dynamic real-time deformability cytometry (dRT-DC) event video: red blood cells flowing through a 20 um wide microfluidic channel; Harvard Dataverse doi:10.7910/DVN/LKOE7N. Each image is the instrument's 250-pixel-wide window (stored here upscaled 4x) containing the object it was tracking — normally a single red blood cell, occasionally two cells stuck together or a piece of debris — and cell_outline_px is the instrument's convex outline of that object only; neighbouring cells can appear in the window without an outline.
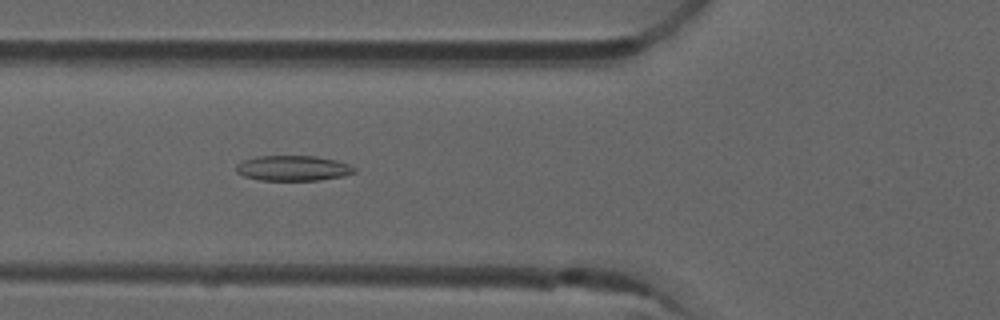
{"species": "common noctule bat (a hibernating species)", "species_latin": "Nyctalus noctula", "temperature_condition": "room temperature", "stored_images_in_passage": 51, "camera_frame_rate_fps": 3000, "um_per_image_px": 0.085, "animal": {"sex": "male", "forearm_length_mm": 52.5}, "frame": {"image": 1, "passage_image": 18, "time_ms": 5.667, "image_size_px": [1000, 320], "cell_outline_px": [[356, 172], [344, 176], [320, 180], [260, 180], [244, 176], [236, 172], [236, 164], [244, 160], [256, 156], [316, 156], [336, 160], [348, 164], [356, 168]], "centroid_in_image_um": [24.91, 14.29], "position_along_channel_um": 100.9, "area_um2": 17.46}}
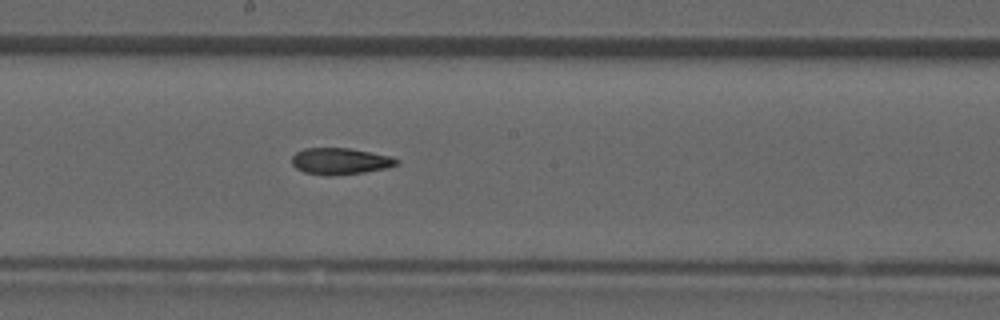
{"frame": {"image": 2, "passage_image": 27, "time_ms": 8.667, "image_size_px": [1000, 320], "cell_outline_px": [[400, 164], [388, 168], [364, 172], [328, 176], [304, 172], [296, 168], [292, 164], [292, 156], [296, 152], [304, 148], [348, 148], [392, 156], [400, 160]], "centroid_in_image_um": [28.95, 13.7], "position_along_channel_um": 219.3, "area_um2": 16.3}}
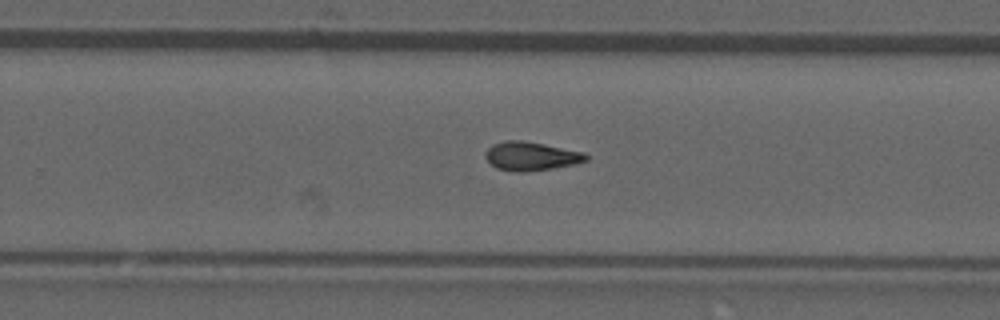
{"frame": {"image": 3, "passage_image": 32, "time_ms": 10.333, "image_size_px": [1000, 320], "cell_outline_px": [[588, 160], [572, 164], [552, 168], [524, 172], [512, 172], [496, 168], [484, 156], [484, 152], [492, 144], [504, 140], [524, 140], [584, 152], [588, 156]], "centroid_in_image_um": [45.09, 13.26], "position_along_channel_um": 284.7, "area_um2": 16.88}, "authors_computed_cell_mechanics": {"area_um2": 16.5308, "velocity_mm_per_s": 3.9372, "shape_relaxation_time_tau1_ms": null, "shape_relaxation_time_tau2_ms": 4.8524, "deformation_change_tau1": null, "deformation_change_tau2": 0.1307}}